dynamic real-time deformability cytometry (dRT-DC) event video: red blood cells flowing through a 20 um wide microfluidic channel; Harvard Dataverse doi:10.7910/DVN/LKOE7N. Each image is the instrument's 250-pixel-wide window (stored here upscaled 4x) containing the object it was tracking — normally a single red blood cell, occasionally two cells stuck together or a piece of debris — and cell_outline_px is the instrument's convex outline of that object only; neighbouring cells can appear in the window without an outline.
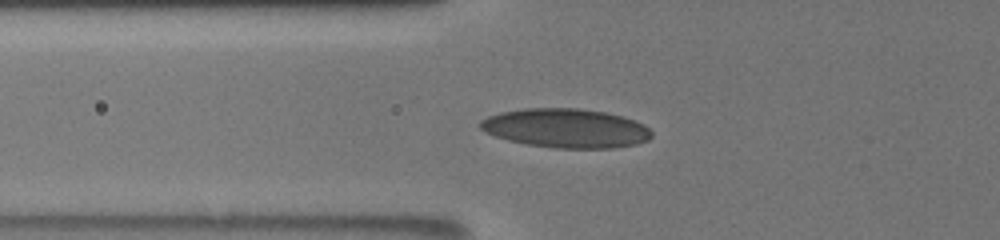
{"species": "human", "species_latin": "Homo sapiens", "temperature_condition": "room temperature", "stored_images_in_passage": 14, "camera_frame_rate_fps": 3000, "um_per_image_px": 0.085, "donor": {"sex": "male"}, "frame": {"image": 1, "passage_image": 12, "time_ms": 3.667, "image_size_px": [1000, 240], "cell_outline_px": [[652, 136], [648, 140], [636, 144], [612, 148], [556, 148], [528, 144], [508, 140], [496, 136], [480, 128], [480, 120], [488, 116], [500, 112], [524, 108], [580, 108], [604, 112], [624, 116], [644, 124], [652, 132]], "centroid_in_image_um": [48.13, 10.89], "position_along_channel_um": 77.7, "area_um2": 39.02}}